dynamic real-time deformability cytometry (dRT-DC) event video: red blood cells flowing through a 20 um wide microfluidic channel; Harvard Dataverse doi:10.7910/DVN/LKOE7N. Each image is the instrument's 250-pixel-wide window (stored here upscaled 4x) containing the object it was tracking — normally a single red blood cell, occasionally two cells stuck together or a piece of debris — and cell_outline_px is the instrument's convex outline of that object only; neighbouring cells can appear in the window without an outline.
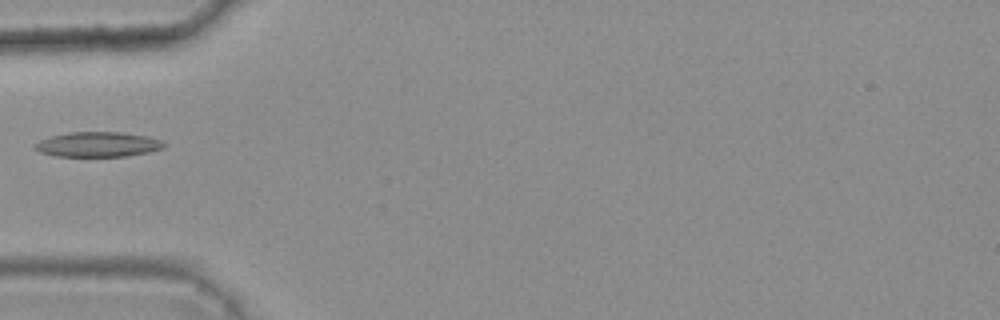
{"species": "common noctule bat (a hibernating species)", "species_latin": "Nyctalus noctula", "temperature_condition": "warm", "stored_images_in_passage": 1, "camera_frame_rate_fps": 3000, "um_per_image_px": 0.085, "animal": {"sex": "female", "body_mass_g": 25.1}, "frame": {"image": 1, "passage_image": 1, "time_ms": 0.0, "image_size_px": [1000, 320], "cell_outline_px": [[164, 148], [148, 152], [124, 156], [52, 156], [40, 152], [32, 148], [32, 144], [40, 140], [52, 136], [68, 132], [124, 132], [148, 136], [164, 140]], "centroid_in_image_um": [8.3, 12.27], "position_along_channel_um": 76.7, "area_um2": 18.96}}